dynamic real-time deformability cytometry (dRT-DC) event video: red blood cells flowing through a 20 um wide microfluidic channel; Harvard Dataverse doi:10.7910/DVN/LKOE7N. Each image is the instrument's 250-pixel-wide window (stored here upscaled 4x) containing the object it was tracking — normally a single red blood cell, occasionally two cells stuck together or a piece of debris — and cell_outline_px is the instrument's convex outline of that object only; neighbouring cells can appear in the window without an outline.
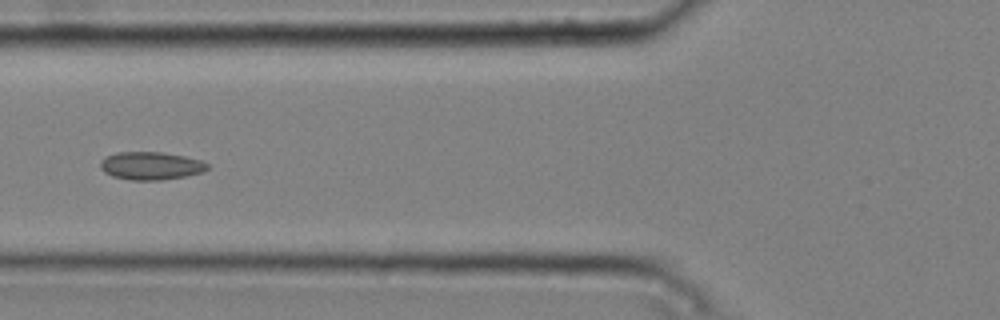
{"species": "common noctule bat (a hibernating species)", "species_latin": "Nyctalus noctula", "temperature_condition": "cold", "stored_images_in_passage": 9, "camera_frame_rate_fps": 3000, "um_per_image_px": 0.085, "animal": {"sex": "male", "body_mass_g": 20.4}, "frame": {"image": 1, "passage_image": 6, "time_ms": 1.667, "image_size_px": [1000, 320], "cell_outline_px": [[208, 168], [204, 172], [184, 176], [160, 180], [128, 180], [112, 176], [104, 172], [100, 168], [100, 160], [104, 156], [116, 152], [160, 152], [184, 156], [200, 160], [208, 164]], "centroid_in_image_um": [12.77, 14.09], "position_along_channel_um": 113.0, "area_um2": 17.51}}
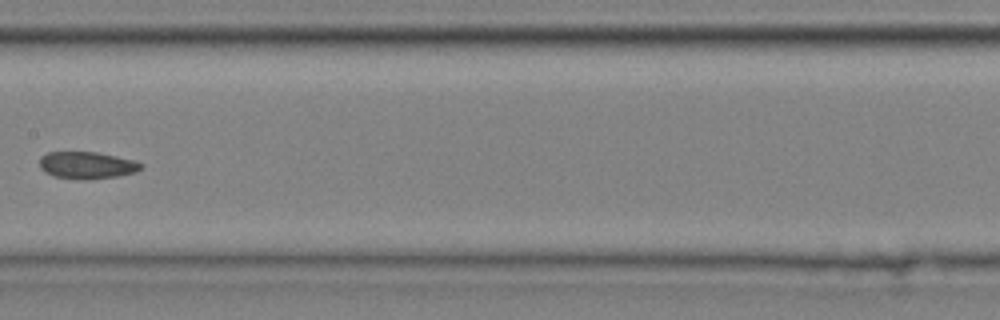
{"frame": {"image": 2, "passage_image": 8, "time_ms": 2.333, "image_size_px": [1000, 320], "cell_outline_px": [[144, 164], [136, 172], [116, 176], [88, 180], [52, 176], [44, 172], [40, 168], [40, 156], [48, 152], [96, 152], [116, 156], [132, 160]], "centroid_in_image_um": [7.35, 14.04], "position_along_channel_um": 200.0, "area_um2": 15.95}}
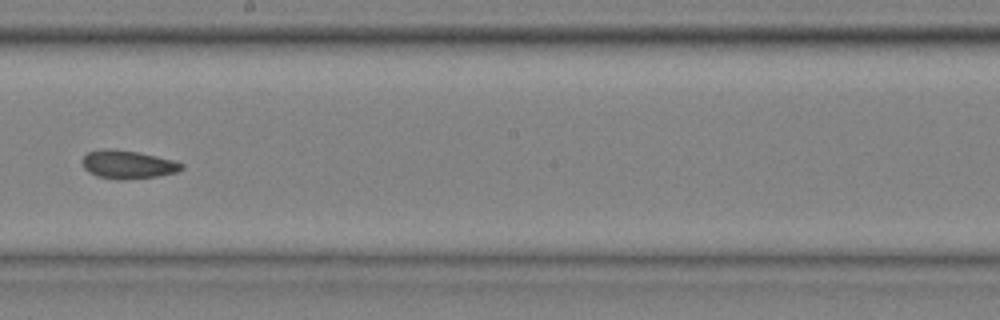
{"frame": {"image": 3, "passage_image": 9, "time_ms": 2.667, "image_size_px": [1000, 320], "cell_outline_px": [[184, 168], [176, 172], [156, 176], [124, 180], [116, 180], [96, 176], [88, 172], [84, 168], [80, 160], [88, 152], [108, 148], [116, 148], [156, 156], [172, 160], [184, 164]], "centroid_in_image_um": [10.82, 13.99], "position_along_channel_um": 237.4, "area_um2": 16.47}}